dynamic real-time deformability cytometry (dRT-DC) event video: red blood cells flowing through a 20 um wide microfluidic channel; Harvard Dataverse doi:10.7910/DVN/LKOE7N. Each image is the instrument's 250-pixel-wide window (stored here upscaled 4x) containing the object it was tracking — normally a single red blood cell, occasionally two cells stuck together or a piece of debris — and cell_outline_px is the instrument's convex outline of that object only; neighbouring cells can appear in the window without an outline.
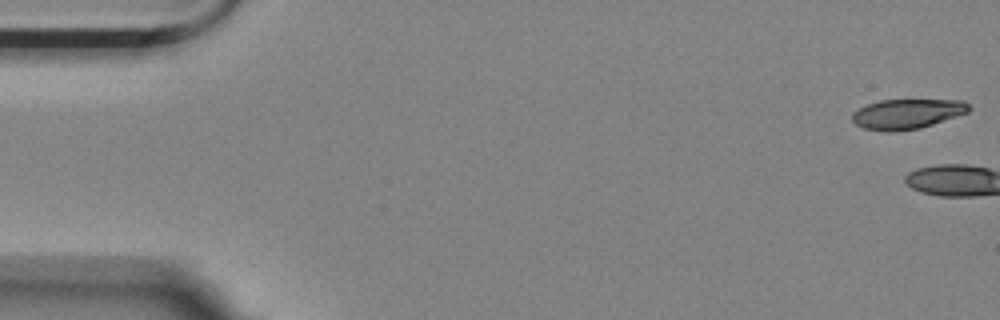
{"species": "Egyptian fruit bat (a non-hibernating species)", "species_latin": "Rousettus aegyptiacus", "temperature_condition": "room temperature", "stored_images_in_passage": 2, "camera_frame_rate_fps": 3000, "um_per_image_px": 0.085, "animal": {"sex": "female"}, "frame": {"image": 1, "passage_image": 1, "time_ms": 0.0, "image_size_px": [1000, 320], "cell_outline_px": [[972, 108], [968, 112], [920, 128], [896, 132], [884, 132], [864, 128], [856, 124], [852, 120], [852, 112], [868, 104], [880, 100], [964, 100]], "centroid_in_image_um": [77.09, 9.69], "position_along_channel_um": 7.9, "area_um2": 20.35}}